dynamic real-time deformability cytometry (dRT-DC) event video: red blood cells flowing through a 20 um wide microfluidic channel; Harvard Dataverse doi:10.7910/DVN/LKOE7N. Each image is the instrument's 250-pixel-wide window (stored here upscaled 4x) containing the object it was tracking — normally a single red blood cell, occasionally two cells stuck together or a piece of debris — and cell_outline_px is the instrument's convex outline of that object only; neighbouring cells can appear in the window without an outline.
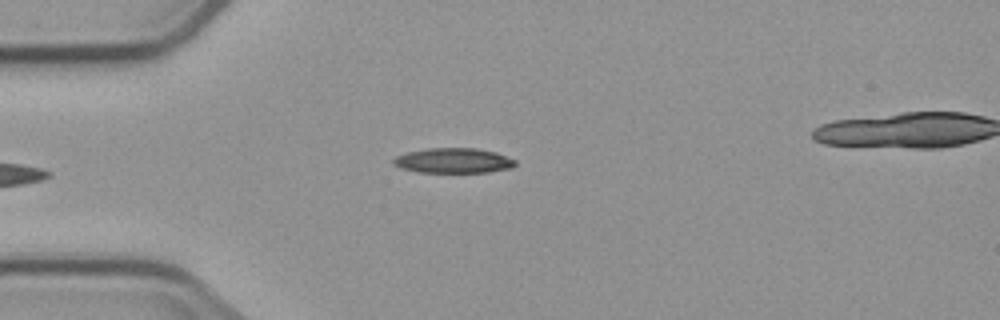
{"species": "common noctule bat (a hibernating species)", "species_latin": "Nyctalus noctula", "temperature_condition": "cold", "stored_images_in_passage": 2, "camera_frame_rate_fps": 3000, "um_per_image_px": 0.085, "animal": {"sex": "male", "body_mass_g": 23.1, "forearm_length_mm": 52.7}, "frame": {"image": 1, "passage_image": 2, "time_ms": 1.667, "image_size_px": [1000, 320], "cell_outline_px": [[516, 164], [512, 168], [488, 172], [416, 172], [400, 168], [392, 164], [392, 160], [396, 156], [408, 152], [428, 148], [476, 148], [496, 152], [516, 160]], "centroid_in_image_um": [38.53, 13.65], "position_along_channel_um": 46.5, "area_um2": 17.86}}